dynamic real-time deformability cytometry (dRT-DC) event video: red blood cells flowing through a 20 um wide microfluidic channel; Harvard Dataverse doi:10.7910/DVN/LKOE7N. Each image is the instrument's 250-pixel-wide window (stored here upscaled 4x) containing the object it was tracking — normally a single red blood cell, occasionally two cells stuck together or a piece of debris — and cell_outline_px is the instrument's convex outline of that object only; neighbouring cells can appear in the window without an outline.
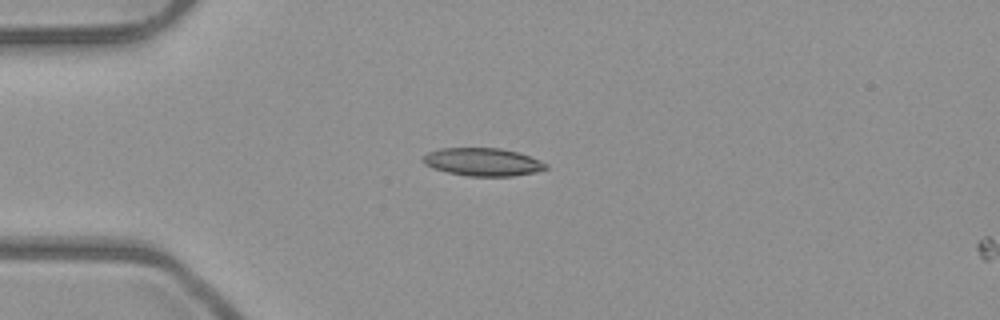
{"species": "common noctule bat (a hibernating species)", "species_latin": "Nyctalus noctula", "temperature_condition": "room temperature", "stored_images_in_passage": 2, "camera_frame_rate_fps": 3000, "um_per_image_px": 0.085, "animal": {"sex": "male", "body_mass_g": 23.1, "forearm_length_mm": 52.7}, "frame": {"image": 1, "passage_image": 1, "time_ms": 0.0, "image_size_px": [1000, 320], "cell_outline_px": [[548, 168], [536, 172], [512, 176], [468, 176], [448, 172], [432, 168], [424, 164], [420, 160], [428, 152], [440, 148], [500, 148], [516, 152], [540, 160], [548, 164]], "centroid_in_image_um": [41.01, 13.77], "position_along_channel_um": 44.0, "area_um2": 20.0}}